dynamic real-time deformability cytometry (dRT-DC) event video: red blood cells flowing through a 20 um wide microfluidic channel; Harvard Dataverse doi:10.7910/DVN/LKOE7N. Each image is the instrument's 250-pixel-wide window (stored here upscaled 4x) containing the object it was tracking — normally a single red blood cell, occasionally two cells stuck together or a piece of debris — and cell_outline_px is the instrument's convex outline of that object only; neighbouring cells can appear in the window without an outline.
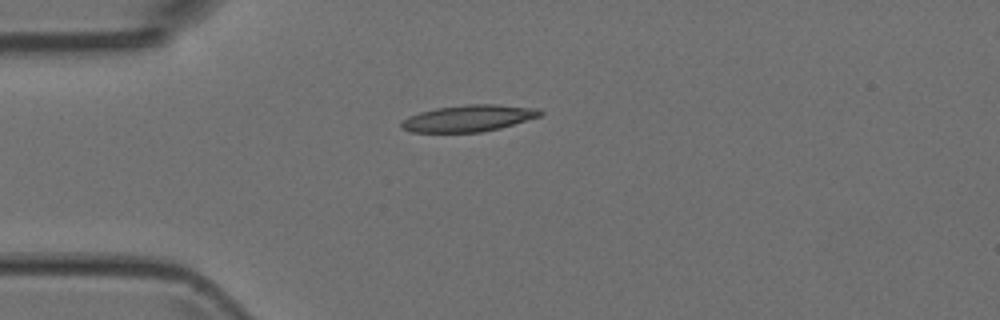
{"species": "Egyptian fruit bat (a non-hibernating species)", "species_latin": "Rousettus aegyptiacus", "temperature_condition": "room temperature", "stored_images_in_passage": 32, "camera_frame_rate_fps": 3000, "um_per_image_px": 0.085, "animal": {"sex": "female"}, "frame": {"image": 1, "passage_image": 1, "time_ms": 0.0, "image_size_px": [1000, 320], "cell_outline_px": [[544, 112], [540, 116], [500, 128], [480, 132], [408, 132], [400, 128], [400, 120], [408, 116], [420, 112], [436, 108], [468, 104], [496, 104], [540, 108]], "centroid_in_image_um": [39.8, 10.05], "position_along_channel_um": 45.2, "area_um2": 21.68}}
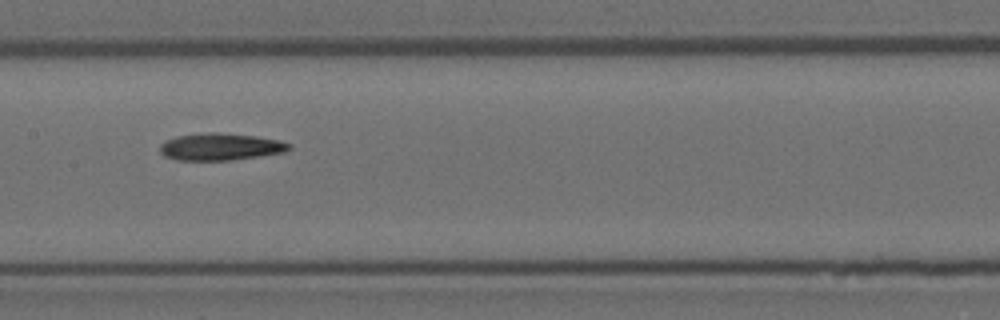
{"frame": {"image": 2, "passage_image": 13, "time_ms": 4.0, "image_size_px": [1000, 320], "cell_outline_px": [[292, 148], [284, 152], [260, 156], [232, 160], [180, 160], [164, 156], [160, 152], [160, 144], [164, 140], [176, 136], [212, 132], [220, 132], [256, 136], [280, 140], [292, 144]], "centroid_in_image_um": [18.75, 12.47], "position_along_channel_um": 188.6, "area_um2": 20.52}}
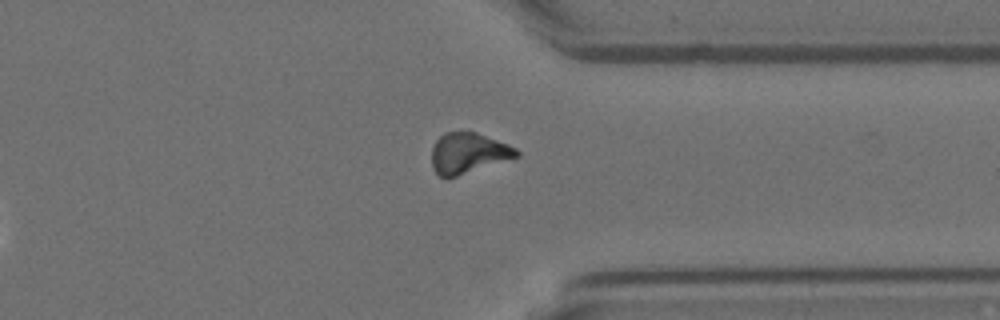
{"frame": {"image": 3, "passage_image": 27, "time_ms": 8.667, "image_size_px": [1000, 320], "cell_outline_px": [[520, 156], [456, 176], [440, 176], [432, 168], [432, 148], [436, 140], [444, 132], [476, 132], [508, 144], [516, 148], [520, 152]], "centroid_in_image_um": [39.81, 13.0], "position_along_channel_um": 371.6, "area_um2": 19.83}}